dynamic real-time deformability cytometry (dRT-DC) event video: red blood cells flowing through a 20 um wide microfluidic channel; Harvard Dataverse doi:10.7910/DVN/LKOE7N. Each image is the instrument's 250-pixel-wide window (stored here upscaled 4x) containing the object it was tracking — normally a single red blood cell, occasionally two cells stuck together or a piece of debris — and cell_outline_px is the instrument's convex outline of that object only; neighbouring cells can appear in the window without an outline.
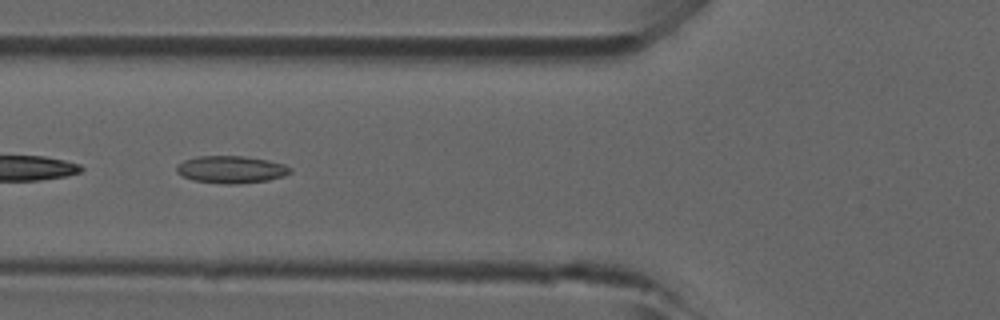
{"species": "common noctule bat (a hibernating species)", "species_latin": "Nyctalus noctula", "temperature_condition": "room temperature", "stored_images_in_passage": 7, "camera_frame_rate_fps": 3000, "um_per_image_px": 0.085, "animal": {"sex": "male", "forearm_length_mm": 52.5}, "frame": {"image": 1, "passage_image": 5, "time_ms": 1.333, "image_size_px": [1000, 320], "cell_outline_px": [[292, 172], [284, 176], [268, 180], [236, 184], [224, 184], [192, 180], [176, 172], [176, 164], [184, 160], [196, 156], [244, 156], [268, 160], [284, 164], [292, 168]], "centroid_in_image_um": [19.64, 14.4], "position_along_channel_um": 106.2, "area_um2": 18.21}}
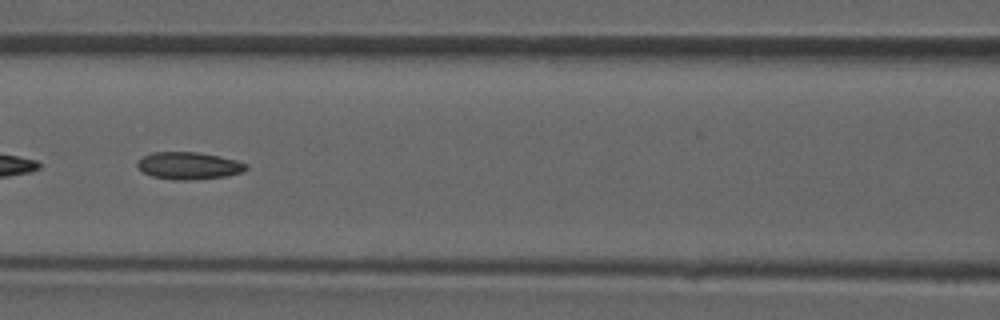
{"frame": {"image": 2, "passage_image": 6, "time_ms": 1.667, "image_size_px": [1000, 320], "cell_outline_px": [[248, 168], [244, 172], [224, 176], [188, 180], [172, 180], [152, 176], [144, 172], [136, 164], [136, 160], [152, 152], [196, 152], [220, 156], [236, 160], [248, 164]], "centroid_in_image_um": [16.05, 14.08], "position_along_channel_um": 150.5, "area_um2": 17.28}}
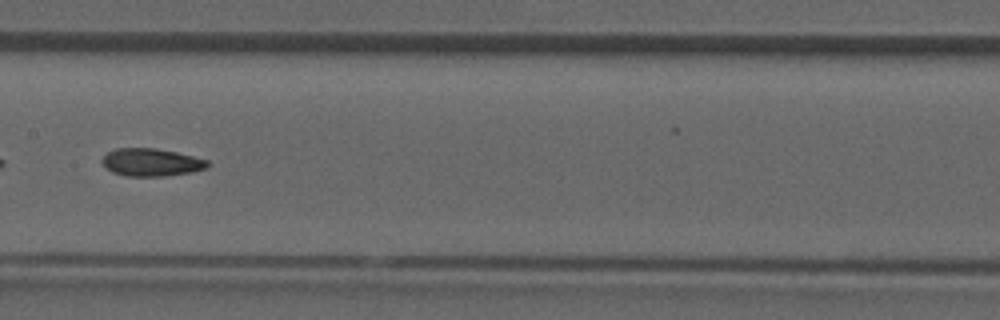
{"frame": {"image": 3, "passage_image": 7, "time_ms": 2.0, "image_size_px": [1000, 320], "cell_outline_px": [[208, 168], [192, 172], [164, 176], [128, 176], [112, 172], [100, 160], [108, 152], [116, 148], [156, 148], [176, 152], [208, 160]], "centroid_in_image_um": [12.87, 13.79], "position_along_channel_um": 194.5, "area_um2": 16.94}}